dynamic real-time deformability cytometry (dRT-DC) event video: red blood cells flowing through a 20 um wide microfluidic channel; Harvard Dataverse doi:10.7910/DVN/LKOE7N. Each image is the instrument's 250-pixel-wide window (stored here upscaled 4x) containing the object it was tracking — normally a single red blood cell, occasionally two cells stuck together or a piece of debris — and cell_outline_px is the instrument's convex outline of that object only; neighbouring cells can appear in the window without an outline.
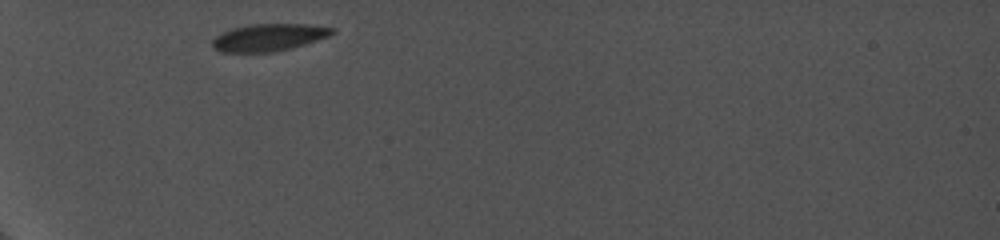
{"species": "common noctule bat (a hibernating species)", "species_latin": "Nyctalus noctula", "temperature_condition": "cold", "stored_images_in_passage": 44, "camera_frame_rate_fps": 5000, "um_per_image_px": 0.085, "animal": {"sex": "female", "body_mass_g": 19.0, "forearm_length_mm": 56.7}, "frame": {"image": 1, "passage_image": 1, "time_ms": 0.0, "image_size_px": [1000, 240], "cell_outline_px": [[336, 32], [328, 36], [292, 48], [272, 52], [220, 52], [212, 44], [212, 40], [220, 32], [232, 28], [252, 24], [308, 24], [336, 28]], "centroid_in_image_um": [22.85, 3.17], "position_along_channel_um": 62.1, "area_um2": 19.02}}
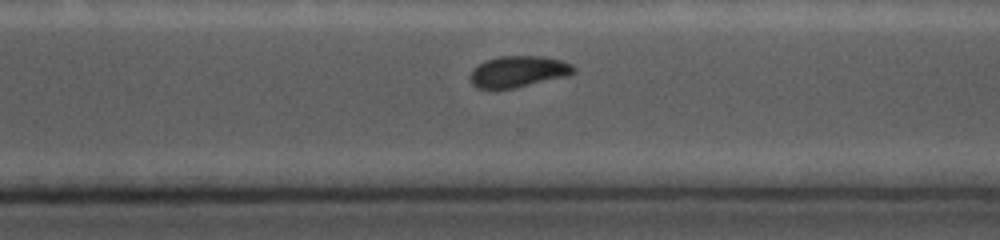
{"frame": {"image": 2, "passage_image": 30, "time_ms": 7.6, "image_size_px": [1000, 240], "cell_outline_px": [[576, 72], [568, 76], [512, 88], [476, 88], [472, 84], [472, 68], [488, 60], [500, 56], [544, 56], [560, 60], [572, 64], [576, 68]], "centroid_in_image_um": [44.11, 6.07], "position_along_channel_um": 326.5, "area_um2": 18.61}}
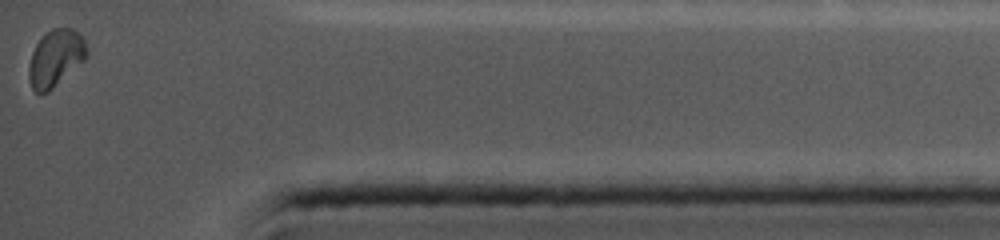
{"frame": {"image": 3, "passage_image": 44, "time_ms": 10.6, "image_size_px": [1000, 240], "cell_outline_px": [[88, 56], [84, 60], [48, 92], [36, 92], [32, 88], [28, 80], [28, 68], [32, 52], [36, 44], [52, 28], [72, 28], [84, 40], [88, 52]], "centroid_in_image_um": [4.71, 4.95], "position_along_channel_um": 430.5, "area_um2": 18.84}}